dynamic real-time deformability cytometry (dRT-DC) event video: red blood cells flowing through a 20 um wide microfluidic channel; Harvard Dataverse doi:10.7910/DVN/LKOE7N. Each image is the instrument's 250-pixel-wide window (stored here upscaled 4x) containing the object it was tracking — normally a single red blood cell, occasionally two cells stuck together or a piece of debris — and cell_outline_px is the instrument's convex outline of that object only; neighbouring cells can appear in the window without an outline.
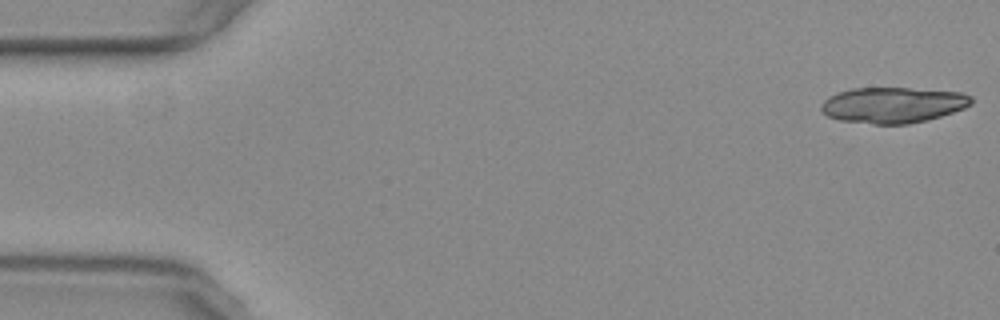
{"species": "common noctule bat (a hibernating species)", "species_latin": "Nyctalus noctula", "temperature_condition": "warm", "stored_images_in_passage": 13, "segment_of_instrument_passage": [1, 2], "camera_frame_rate_fps": 3000, "um_per_image_px": 0.085, "animal": {"sex": "female", "body_mass_g": 29.2, "forearm_length_mm": 56.3}, "frame": {"image": 1, "passage_image": 1, "time_ms": 0.0, "image_size_px": [1000, 320], "cell_outline_px": [[972, 104], [964, 108], [928, 120], [908, 124], [872, 124], [840, 120], [828, 116], [820, 108], [820, 104], [828, 96], [836, 92], [852, 88], [908, 88], [964, 92], [972, 96]], "centroid_in_image_um": [75.9, 8.92], "position_along_channel_um": 9.1, "area_um2": 31.5}}